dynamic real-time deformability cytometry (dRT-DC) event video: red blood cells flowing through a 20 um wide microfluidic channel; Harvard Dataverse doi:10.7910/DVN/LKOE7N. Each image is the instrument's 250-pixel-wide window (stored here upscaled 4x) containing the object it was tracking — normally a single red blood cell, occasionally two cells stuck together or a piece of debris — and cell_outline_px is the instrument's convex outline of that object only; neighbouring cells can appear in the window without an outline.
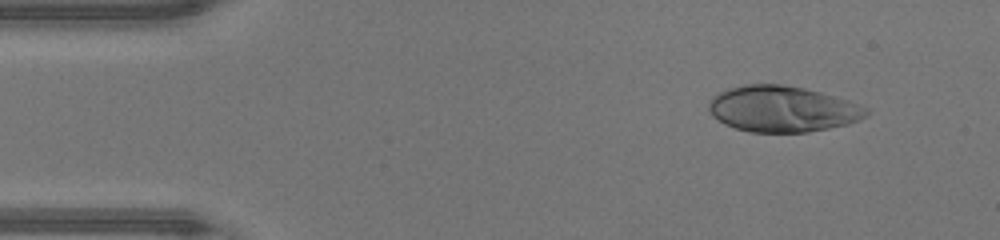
{"species": "human", "species_latin": "Homo sapiens", "temperature_condition": "warm", "stored_images_in_passage": 45, "camera_frame_rate_fps": 3000, "um_per_image_px": 0.085, "donor": {"sex": "male"}, "frame": {"image": 1, "passage_image": 4, "time_ms": 1.0, "image_size_px": [1000, 240], "cell_outline_px": [[868, 112], [860, 120], [848, 124], [808, 132], [748, 132], [724, 124], [712, 116], [708, 108], [708, 104], [712, 96], [728, 88], [744, 84], [784, 84], [804, 88], [820, 92], [848, 100], [868, 108]], "centroid_in_image_um": [66.48, 9.26], "position_along_channel_um": 18.5, "area_um2": 42.31}}
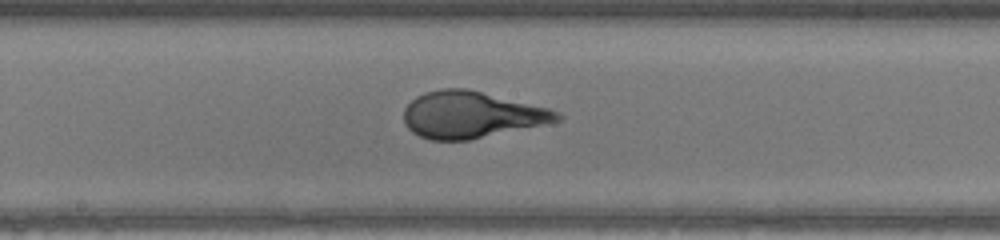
{"frame": {"image": 2, "passage_image": 23, "time_ms": 7.333, "image_size_px": [1000, 240], "cell_outline_px": [[564, 116], [560, 120], [468, 140], [428, 140], [412, 132], [404, 124], [404, 108], [416, 96], [424, 92], [440, 88], [468, 88], [548, 108], [560, 112]], "centroid_in_image_um": [40.01, 9.74], "position_along_channel_um": 208.2, "area_um2": 41.44}}
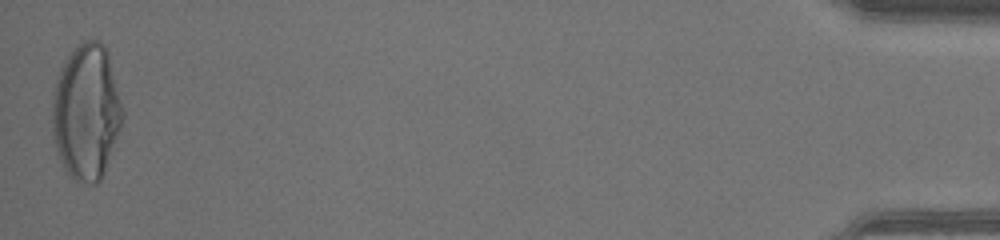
{"frame": {"image": 3, "passage_image": 45, "time_ms": 14.667, "image_size_px": [1000, 240], "cell_outline_px": [[124, 116], [120, 128], [104, 172], [100, 180], [96, 184], [88, 184], [76, 180], [68, 176], [64, 168], [56, 148], [52, 132], [52, 100], [56, 80], [60, 68], [64, 60], [84, 40], [100, 40], [104, 44], [108, 52], [124, 108]], "centroid_in_image_um": [7.35, 9.51], "position_along_channel_um": 427.9, "area_um2": 55.78}, "authors_computed_cell_mechanics": {"area_um2": 41.5582, "velocity_mm_per_s": 4.4145, "shape_relaxation_time_tau1_ms": 7.2019, "shape_relaxation_time_tau2_ms": null, "deformation_change_tau1": 0.3615, "deformation_change_tau2": null}}